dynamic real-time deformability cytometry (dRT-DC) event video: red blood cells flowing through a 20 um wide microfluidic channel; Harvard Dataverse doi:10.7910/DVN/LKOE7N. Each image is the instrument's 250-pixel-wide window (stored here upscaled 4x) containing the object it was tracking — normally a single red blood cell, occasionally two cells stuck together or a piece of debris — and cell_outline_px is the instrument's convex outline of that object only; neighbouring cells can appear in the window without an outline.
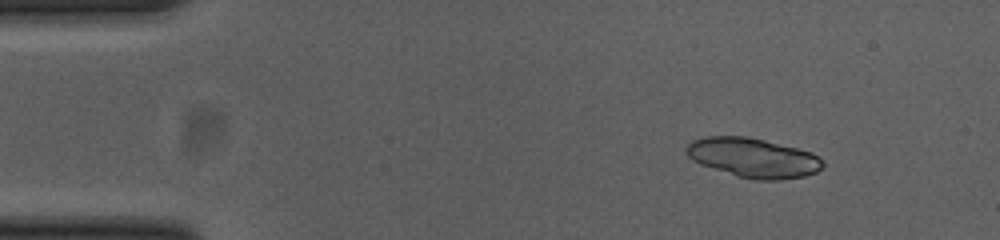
{"species": "common noctule bat (a hibernating species)", "species_latin": "Nyctalus noctula", "temperature_condition": "cold", "stored_images_in_passage": 45, "camera_frame_rate_fps": 3000, "um_per_image_px": 0.085, "animal": {"sex": "female", "body_mass_g": 23.0, "forearm_length_mm": 53.4}, "frame": {"image": 1, "passage_image": 1, "time_ms": 0.0, "image_size_px": [1000, 240], "cell_outline_px": [[824, 164], [816, 172], [804, 176], [780, 180], [756, 180], [740, 176], [700, 164], [692, 160], [684, 152], [684, 148], [692, 140], [708, 136], [748, 136], [800, 148], [812, 152], [824, 160]], "centroid_in_image_um": [64.03, 13.39], "position_along_channel_um": 21.0, "area_um2": 31.5}}